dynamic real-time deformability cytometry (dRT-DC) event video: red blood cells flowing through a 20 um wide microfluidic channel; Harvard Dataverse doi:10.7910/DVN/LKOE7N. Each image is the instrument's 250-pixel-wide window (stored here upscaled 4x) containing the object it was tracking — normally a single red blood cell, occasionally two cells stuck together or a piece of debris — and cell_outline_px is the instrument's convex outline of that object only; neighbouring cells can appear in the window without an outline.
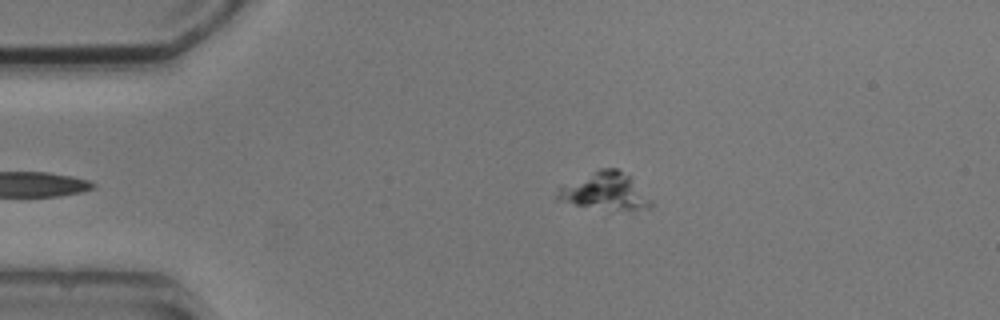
{"species": "common noctule bat (a hibernating species)", "species_latin": "Nyctalus noctula", "temperature_condition": "cold", "stored_images_in_passage": 4, "camera_frame_rate_fps": 3000, "um_per_image_px": 0.085, "animal": {"sex": "male", "body_mass_g": 20.5, "forearm_length_mm": 52.5}, "frame": {"image": 1, "passage_image": 4, "time_ms": 4.0, "image_size_px": [1000, 320], "cell_outline_px": [[652, 204], [648, 208], [604, 216], [556, 200], [556, 196], [560, 184], [596, 168], [616, 168], [628, 176]], "centroid_in_image_um": [51.26, 16.37], "position_along_channel_um": 33.7, "area_um2": 22.08}}